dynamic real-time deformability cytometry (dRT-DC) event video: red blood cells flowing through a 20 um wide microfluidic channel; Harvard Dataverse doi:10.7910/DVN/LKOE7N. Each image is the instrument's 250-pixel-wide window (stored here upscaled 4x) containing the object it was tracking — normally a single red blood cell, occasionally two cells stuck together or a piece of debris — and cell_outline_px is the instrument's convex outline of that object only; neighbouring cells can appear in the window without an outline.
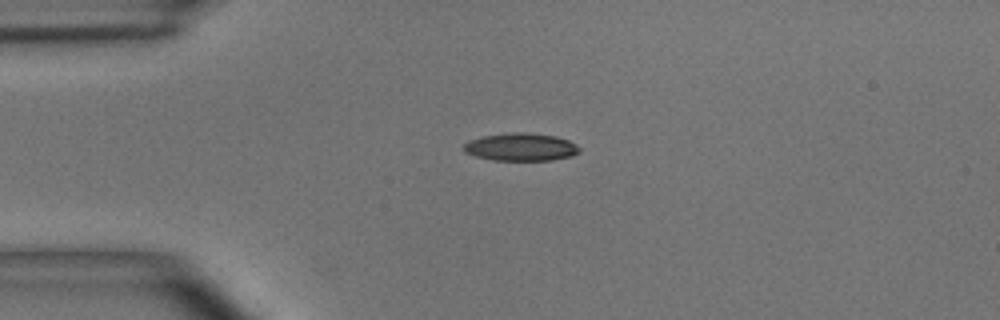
{"species": "common noctule bat (a hibernating species)", "species_latin": "Nyctalus noctula", "temperature_condition": "room temperature", "stored_images_in_passage": 5, "camera_frame_rate_fps": 3000, "um_per_image_px": 0.085, "animal": {"sex": "male", "body_mass_g": 15.6}, "frame": {"image": 1, "passage_image": 1, "time_ms": 0.0, "image_size_px": [1000, 320], "cell_outline_px": [[580, 152], [572, 156], [552, 160], [492, 160], [476, 156], [464, 152], [464, 144], [468, 140], [480, 136], [508, 132], [524, 132], [556, 136], [568, 140], [576, 144], [580, 148]], "centroid_in_image_um": [44.26, 12.49], "position_along_channel_um": 40.7, "area_um2": 18.9}}
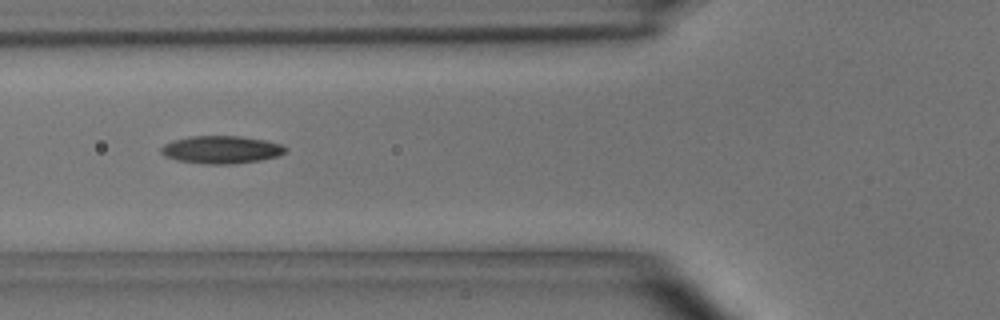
{"frame": {"image": 2, "passage_image": 3, "time_ms": 2.333, "image_size_px": [1000, 320], "cell_outline_px": [[288, 148], [280, 156], [260, 160], [232, 164], [208, 164], [176, 160], [164, 156], [160, 152], [160, 148], [164, 144], [172, 140], [188, 136], [240, 136], [264, 140], [280, 144]], "centroid_in_image_um": [18.78, 12.72], "position_along_channel_um": 107.0, "area_um2": 20.17}}